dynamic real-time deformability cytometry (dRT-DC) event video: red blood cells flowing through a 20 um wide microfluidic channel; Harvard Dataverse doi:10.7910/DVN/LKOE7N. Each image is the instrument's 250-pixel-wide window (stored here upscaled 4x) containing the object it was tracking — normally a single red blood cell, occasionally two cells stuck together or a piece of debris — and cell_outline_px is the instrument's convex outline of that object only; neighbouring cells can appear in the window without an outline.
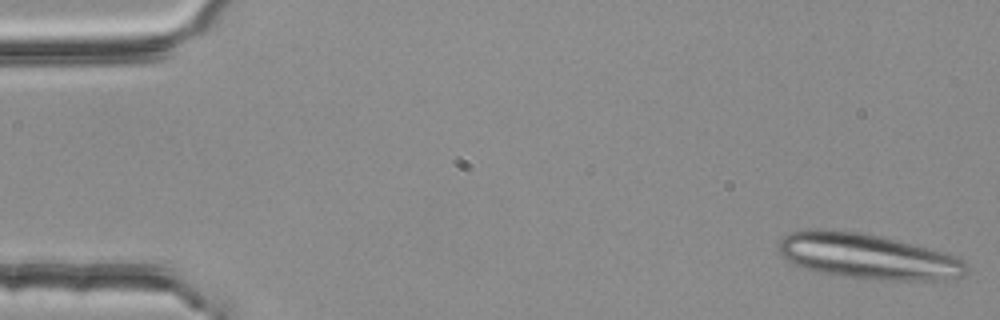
{"species": "common noctule bat (a hibernating species)", "species_latin": "Nyctalus noctula", "temperature_condition": "room temperature", "stored_images_in_passage": 3, "camera_frame_rate_fps": 3000, "um_per_image_px": 0.085, "animal": {"sex": "female", "body_mass_g": 25.1}, "frame": {"image": 1, "passage_image": 1, "time_ms": 0.0, "image_size_px": [1000, 320], "cell_outline_px": [[968, 272], [960, 276], [948, 280], [880, 280], [840, 276], [820, 272], [804, 268], [788, 260], [780, 252], [780, 240], [788, 232], [808, 228], [824, 228], [868, 232], [884, 236], [960, 256], [968, 264]], "centroid_in_image_um": [73.81, 21.76], "position_along_channel_um": 11.2, "area_um2": 50.46}}